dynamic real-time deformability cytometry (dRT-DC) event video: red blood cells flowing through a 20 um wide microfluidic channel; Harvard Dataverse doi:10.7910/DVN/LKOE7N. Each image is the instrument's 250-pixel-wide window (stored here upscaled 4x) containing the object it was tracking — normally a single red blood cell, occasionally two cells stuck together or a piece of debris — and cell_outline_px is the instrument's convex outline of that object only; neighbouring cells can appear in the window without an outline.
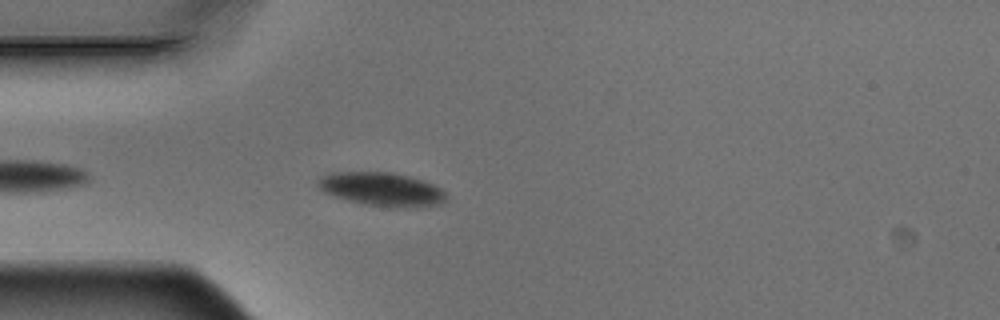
{"species": "Egyptian fruit bat (a non-hibernating species)", "species_latin": "Rousettus aegyptiacus", "temperature_condition": "warm", "stored_images_in_passage": 6, "camera_frame_rate_fps": 3000, "um_per_image_px": 0.085, "animal": {"sex": "male"}, "frame": {"image": 1, "passage_image": 6, "time_ms": 1.667, "image_size_px": [1000, 320], "cell_outline_px": [[448, 196], [440, 204], [416, 208], [388, 208], [364, 204], [348, 200], [324, 192], [316, 184], [316, 180], [320, 176], [332, 172], [392, 172], [408, 176], [432, 184], [440, 188]], "centroid_in_image_um": [32.44, 16.1], "position_along_channel_um": 52.6, "area_um2": 25.32}}